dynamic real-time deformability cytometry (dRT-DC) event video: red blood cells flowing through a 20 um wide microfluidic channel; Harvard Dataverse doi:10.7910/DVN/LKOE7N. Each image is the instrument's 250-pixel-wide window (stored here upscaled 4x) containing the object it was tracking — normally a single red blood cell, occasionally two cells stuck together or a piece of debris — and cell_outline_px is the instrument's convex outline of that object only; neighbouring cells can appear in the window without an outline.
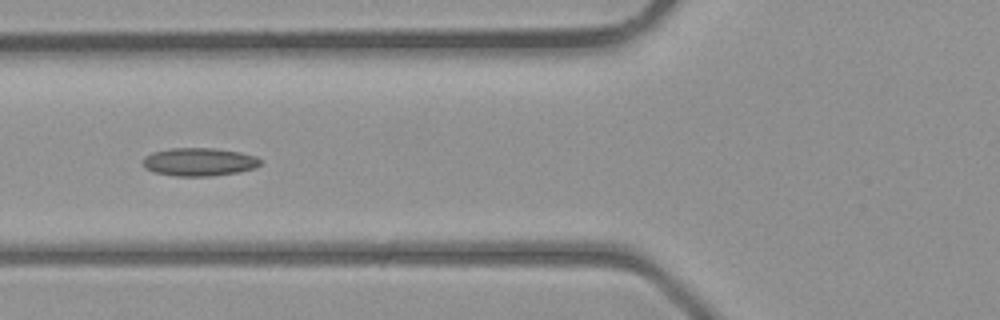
{"species": "common noctule bat (a hibernating species)", "species_latin": "Nyctalus noctula", "temperature_condition": "room temperature", "stored_images_in_passage": 4, "camera_frame_rate_fps": 3000, "um_per_image_px": 0.085, "animal": {"sex": "male", "body_mass_g": 23.1, "forearm_length_mm": 52.7}, "frame": {"image": 1, "passage_image": 4, "time_ms": 4.333, "image_size_px": [1000, 320], "cell_outline_px": [[260, 164], [256, 168], [240, 172], [212, 176], [176, 176], [152, 172], [144, 168], [144, 156], [152, 152], [172, 148], [212, 148], [240, 152], [256, 156], [260, 160]], "centroid_in_image_um": [16.92, 13.77], "position_along_channel_um": 108.9, "area_um2": 19.36}}